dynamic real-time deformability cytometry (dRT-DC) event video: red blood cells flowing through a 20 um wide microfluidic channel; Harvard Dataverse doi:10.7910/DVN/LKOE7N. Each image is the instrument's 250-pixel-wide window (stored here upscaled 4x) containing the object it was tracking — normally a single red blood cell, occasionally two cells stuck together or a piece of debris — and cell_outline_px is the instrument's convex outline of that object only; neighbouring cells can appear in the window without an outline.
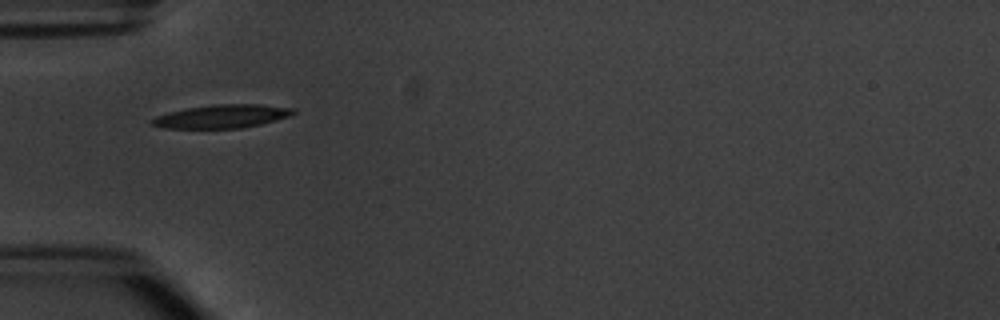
{"species": "common noctule bat (a hibernating species)", "species_latin": "Nyctalus noctula", "temperature_condition": "warm", "stored_images_in_passage": 6, "camera_frame_rate_fps": 3000, "um_per_image_px": 0.085, "animal": {"sex": "male", "body_mass_g": 20.1, "forearm_length_mm": 53.5}, "frame": {"image": 1, "passage_image": 3, "time_ms": 2.667, "image_size_px": [1000, 320], "cell_outline_px": [[296, 112], [292, 116], [260, 124], [240, 128], [164, 128], [148, 124], [156, 116], [168, 112], [188, 108], [212, 104], [260, 104], [296, 108]], "centroid_in_image_um": [18.9, 9.88], "position_along_channel_um": 66.1, "area_um2": 19.36}}
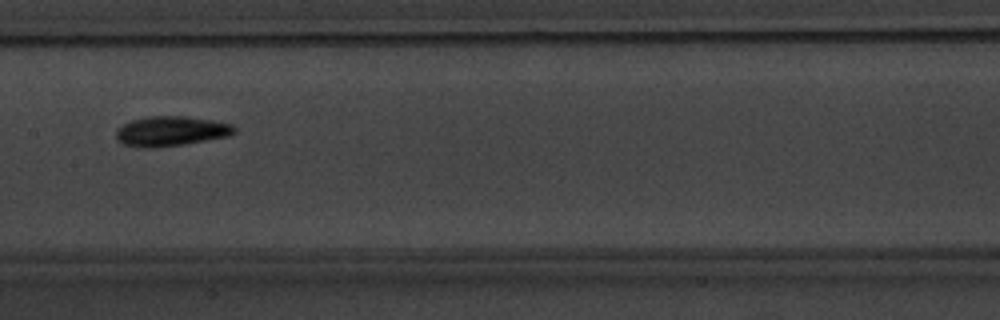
{"frame": {"image": 2, "passage_image": 6, "time_ms": 6.0, "image_size_px": [1000, 320], "cell_outline_px": [[236, 132], [228, 136], [184, 144], [152, 148], [136, 148], [124, 144], [116, 140], [116, 132], [124, 124], [132, 120], [148, 116], [184, 116], [212, 120], [232, 124], [236, 128]], "centroid_in_image_um": [14.52, 11.15], "position_along_channel_um": 192.9, "area_um2": 20.58}}